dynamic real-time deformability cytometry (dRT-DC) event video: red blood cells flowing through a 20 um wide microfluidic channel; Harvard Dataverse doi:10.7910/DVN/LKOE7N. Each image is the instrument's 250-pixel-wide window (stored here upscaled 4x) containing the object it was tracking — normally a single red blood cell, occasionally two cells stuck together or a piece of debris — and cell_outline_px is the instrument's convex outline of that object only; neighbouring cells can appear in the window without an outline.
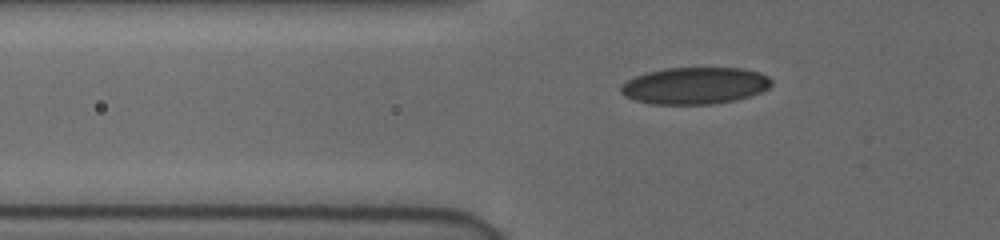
{"species": "human", "species_latin": "Homo sapiens", "temperature_condition": "cold", "stored_images_in_passage": 45, "camera_frame_rate_fps": 3000, "um_per_image_px": 0.085, "donor": {"sex": "female"}, "frame": {"image": 1, "passage_image": 10, "time_ms": 3.0, "image_size_px": [1000, 240], "cell_outline_px": [[772, 84], [768, 88], [760, 92], [736, 100], [712, 104], [652, 104], [636, 100], [624, 96], [620, 92], [620, 84], [636, 76], [648, 72], [664, 68], [744, 68], [760, 72], [768, 76], [772, 80]], "centroid_in_image_um": [59.07, 7.28], "position_along_channel_um": 66.7, "area_um2": 32.43}}
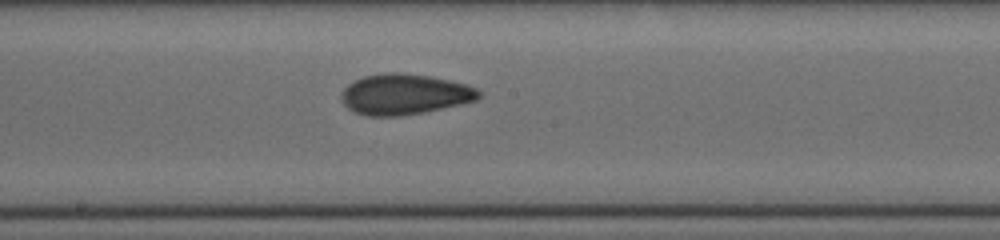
{"frame": {"image": 2, "passage_image": 22, "time_ms": 7.0, "image_size_px": [1000, 240], "cell_outline_px": [[480, 96], [476, 100], [460, 104], [424, 112], [396, 116], [368, 116], [356, 112], [348, 108], [340, 100], [340, 96], [344, 88], [348, 84], [364, 76], [384, 72], [396, 72], [428, 76], [452, 80], [468, 84], [476, 88], [480, 92]], "centroid_in_image_um": [34.37, 8.0], "position_along_channel_um": 213.8, "area_um2": 32.48}}
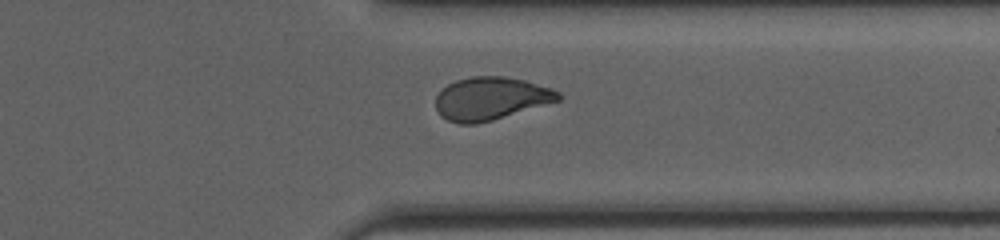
{"frame": {"image": 3, "passage_image": 34, "time_ms": 11.0, "image_size_px": [1000, 240], "cell_outline_px": [[560, 100], [492, 120], [476, 124], [460, 124], [448, 120], [440, 116], [436, 108], [436, 96], [448, 84], [456, 80], [472, 76], [504, 76], [524, 80], [552, 88], [560, 92]], "centroid_in_image_um": [41.7, 8.37], "position_along_channel_um": 369.7, "area_um2": 30.52}}